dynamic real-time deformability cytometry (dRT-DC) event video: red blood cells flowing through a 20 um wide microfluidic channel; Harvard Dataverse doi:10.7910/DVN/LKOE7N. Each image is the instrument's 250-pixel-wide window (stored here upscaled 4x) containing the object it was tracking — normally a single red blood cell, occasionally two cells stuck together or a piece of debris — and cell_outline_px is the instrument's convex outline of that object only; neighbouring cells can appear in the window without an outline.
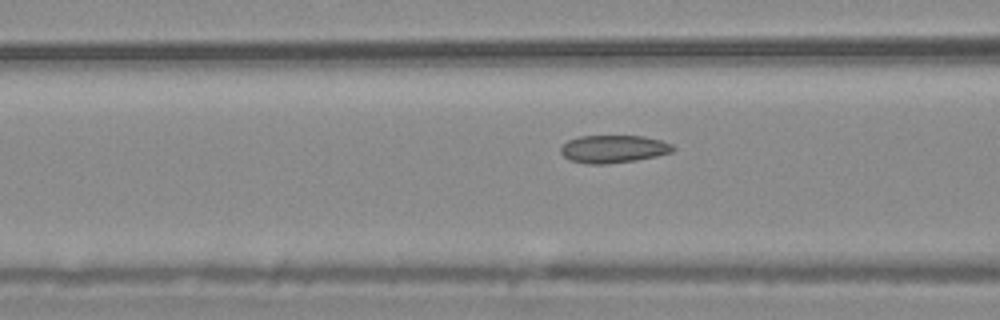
{"species": "common noctule bat (a hibernating species)", "species_latin": "Nyctalus noctula", "temperature_condition": "warm", "stored_images_in_passage": 33, "camera_frame_rate_fps": 3000, "um_per_image_px": 0.085, "animal": {"sex": "male", "body_mass_g": 20.4}, "frame": {"image": 1, "passage_image": 10, "time_ms": 3.0, "image_size_px": [1000, 320], "cell_outline_px": [[676, 148], [672, 152], [656, 156], [636, 160], [608, 164], [588, 164], [568, 160], [560, 152], [560, 148], [568, 140], [580, 136], [644, 136], [660, 140], [672, 144]], "centroid_in_image_um": [52.14, 12.67], "position_along_channel_um": 114.5, "area_um2": 18.21}}
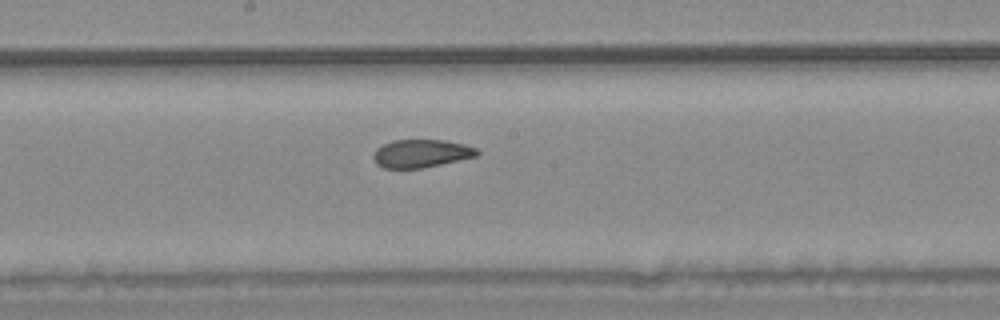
{"frame": {"image": 2, "passage_image": 18, "time_ms": 5.667, "image_size_px": [1000, 320], "cell_outline_px": [[480, 152], [476, 156], [440, 164], [420, 168], [384, 168], [376, 164], [372, 156], [376, 148], [392, 140], [444, 140], [464, 144], [476, 148]], "centroid_in_image_um": [35.77, 13.04], "position_along_channel_um": 212.4, "area_um2": 16.82}}
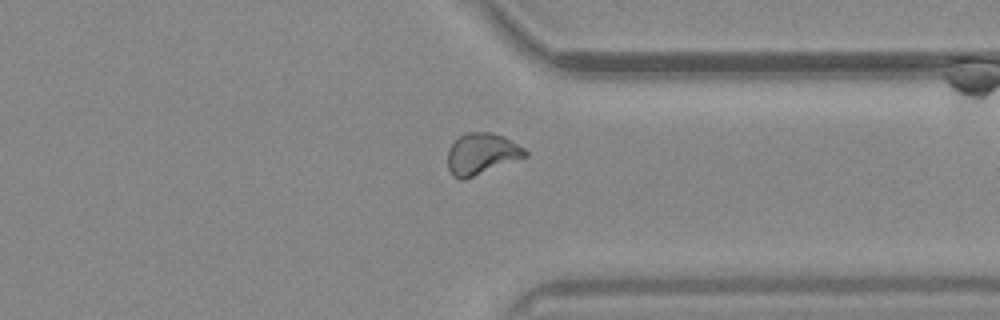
{"frame": {"image": 3, "passage_image": 31, "time_ms": 10.0, "image_size_px": [1000, 320], "cell_outline_px": [[528, 156], [464, 180], [460, 180], [452, 176], [448, 168], [448, 148], [464, 132], [492, 132], [504, 136], [524, 148], [528, 152]], "centroid_in_image_um": [40.93, 13.08], "position_along_channel_um": 370.5, "area_um2": 18.79}}